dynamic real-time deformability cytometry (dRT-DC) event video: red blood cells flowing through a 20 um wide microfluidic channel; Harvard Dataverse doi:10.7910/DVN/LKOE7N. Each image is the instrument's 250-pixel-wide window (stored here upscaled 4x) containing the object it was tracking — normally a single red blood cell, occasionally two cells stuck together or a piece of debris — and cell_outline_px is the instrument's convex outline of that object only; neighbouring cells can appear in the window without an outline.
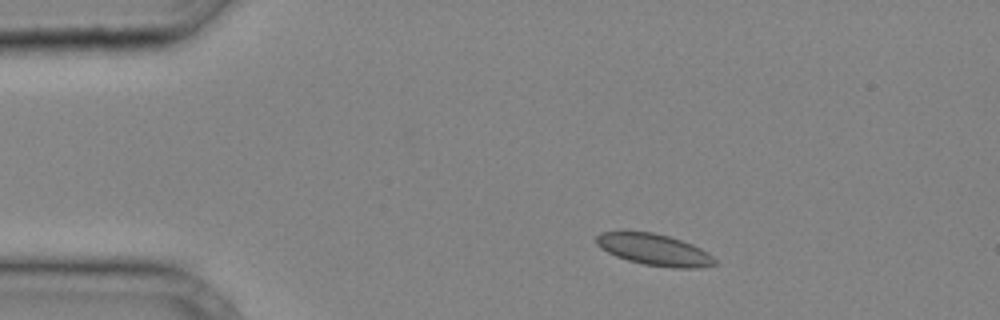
{"species": "common noctule bat (a hibernating species)", "species_latin": "Nyctalus noctula", "temperature_condition": "cold", "stored_images_in_passage": 11, "camera_frame_rate_fps": 3000, "um_per_image_px": 0.085, "animal": {"sex": "male", "body_mass_g": 20.4}, "frame": {"image": 1, "passage_image": 1, "time_ms": 0.0, "image_size_px": [1000, 320], "cell_outline_px": [[716, 264], [700, 268], [672, 268], [644, 264], [628, 260], [616, 256], [600, 248], [596, 244], [596, 236], [600, 232], [652, 232], [668, 236], [692, 244], [708, 252], [716, 260]], "centroid_in_image_um": [55.62, 21.23], "position_along_channel_um": 29.4, "area_um2": 21.62}}
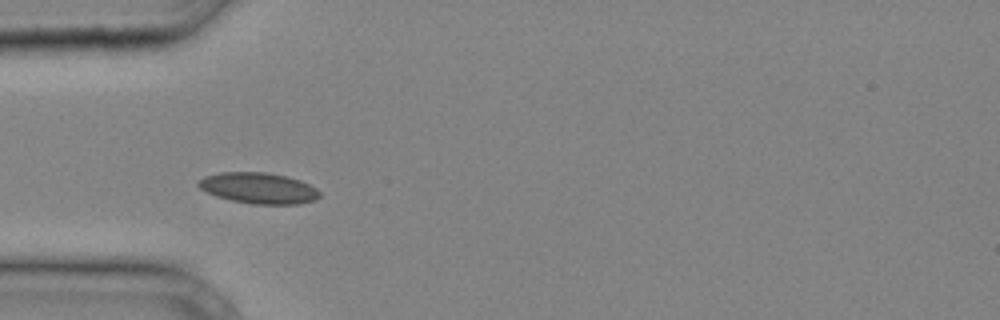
{"frame": {"image": 2, "passage_image": 6, "time_ms": 1.667, "image_size_px": [1000, 320], "cell_outline_px": [[320, 196], [316, 200], [300, 204], [252, 204], [232, 200], [216, 196], [200, 188], [196, 184], [196, 180], [204, 176], [220, 172], [264, 172], [284, 176], [300, 180], [316, 188], [320, 192]], "centroid_in_image_um": [21.96, 15.99], "position_along_channel_um": 63.0, "area_um2": 21.91}}
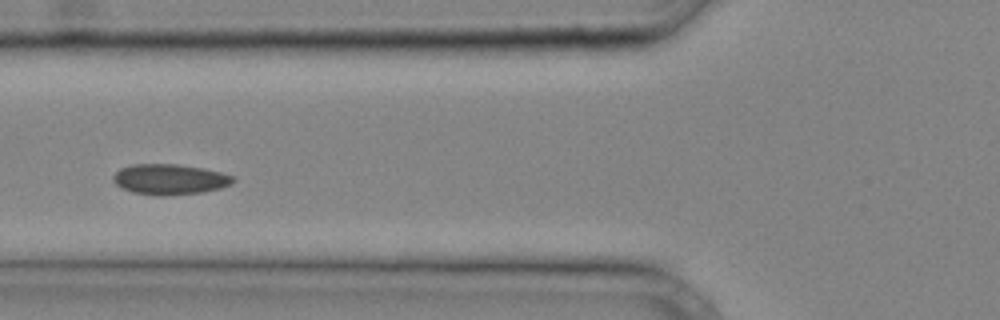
{"frame": {"image": 3, "passage_image": 9, "time_ms": 2.667, "image_size_px": [1000, 320], "cell_outline_px": [[236, 180], [232, 184], [220, 188], [204, 192], [164, 196], [156, 196], [132, 192], [120, 188], [112, 180], [112, 176], [120, 168], [132, 164], [176, 164], [204, 168], [236, 176]], "centroid_in_image_um": [14.43, 15.25], "position_along_channel_um": 111.4, "area_um2": 21.68}}